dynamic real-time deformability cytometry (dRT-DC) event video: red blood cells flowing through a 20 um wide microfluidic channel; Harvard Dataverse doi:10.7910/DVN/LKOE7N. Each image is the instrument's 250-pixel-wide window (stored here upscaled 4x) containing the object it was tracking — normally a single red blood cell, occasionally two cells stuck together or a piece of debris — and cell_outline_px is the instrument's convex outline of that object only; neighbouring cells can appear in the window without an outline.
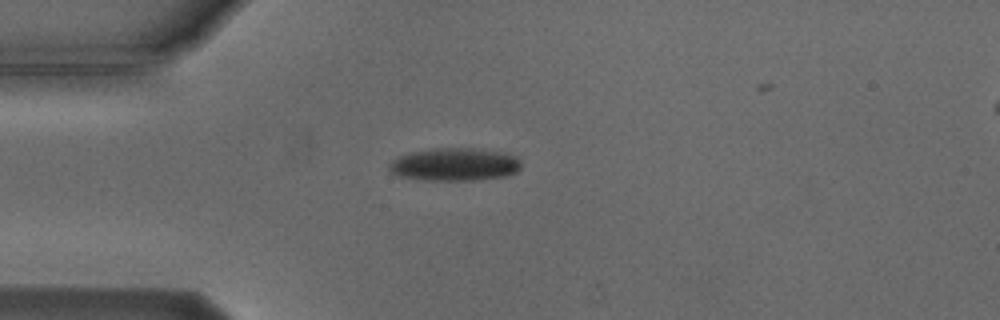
{"species": "Egyptian fruit bat (a non-hibernating species)", "species_latin": "Rousettus aegyptiacus", "temperature_condition": "cold", "stored_images_in_passage": 4, "camera_frame_rate_fps": 3000, "um_per_image_px": 0.085, "animal": {"sex": "male"}, "frame": {"image": 1, "passage_image": 3, "time_ms": 2.333, "image_size_px": [1000, 320], "cell_outline_px": [[520, 168], [516, 172], [508, 176], [472, 180], [424, 180], [396, 176], [388, 168], [388, 164], [392, 160], [400, 156], [412, 152], [436, 148], [472, 148], [500, 152], [516, 156], [520, 160]], "centroid_in_image_um": [38.63, 13.98], "position_along_channel_um": 46.4, "area_um2": 25.26}}